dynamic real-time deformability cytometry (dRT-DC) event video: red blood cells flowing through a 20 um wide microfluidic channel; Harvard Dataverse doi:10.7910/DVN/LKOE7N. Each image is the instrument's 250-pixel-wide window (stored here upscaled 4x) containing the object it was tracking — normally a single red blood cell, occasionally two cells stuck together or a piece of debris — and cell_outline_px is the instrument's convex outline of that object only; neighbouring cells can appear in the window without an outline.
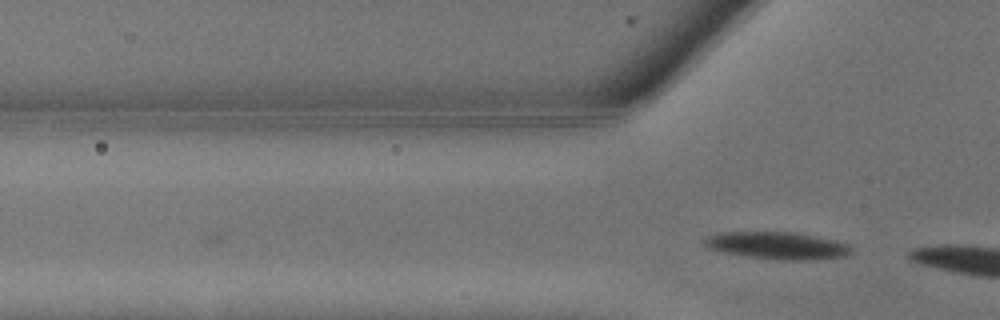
{"species": "common noctule bat (a hibernating species)", "species_latin": "Nyctalus noctula", "temperature_condition": "warm", "stored_images_in_passage": 4, "camera_frame_rate_fps": 3000, "um_per_image_px": 0.085, "animal": {"sex": "male", "body_mass_g": 13.3}, "frame": {"image": 1, "passage_image": 4, "time_ms": 1.0, "image_size_px": [1000, 320], "cell_outline_px": [[852, 252], [844, 256], [816, 260], [776, 260], [744, 256], [720, 252], [708, 248], [704, 244], [704, 240], [708, 236], [716, 232], [796, 232], [836, 240], [848, 244], [852, 248]], "centroid_in_image_um": [66.06, 20.88], "position_along_channel_um": 59.7, "area_um2": 23.7}}